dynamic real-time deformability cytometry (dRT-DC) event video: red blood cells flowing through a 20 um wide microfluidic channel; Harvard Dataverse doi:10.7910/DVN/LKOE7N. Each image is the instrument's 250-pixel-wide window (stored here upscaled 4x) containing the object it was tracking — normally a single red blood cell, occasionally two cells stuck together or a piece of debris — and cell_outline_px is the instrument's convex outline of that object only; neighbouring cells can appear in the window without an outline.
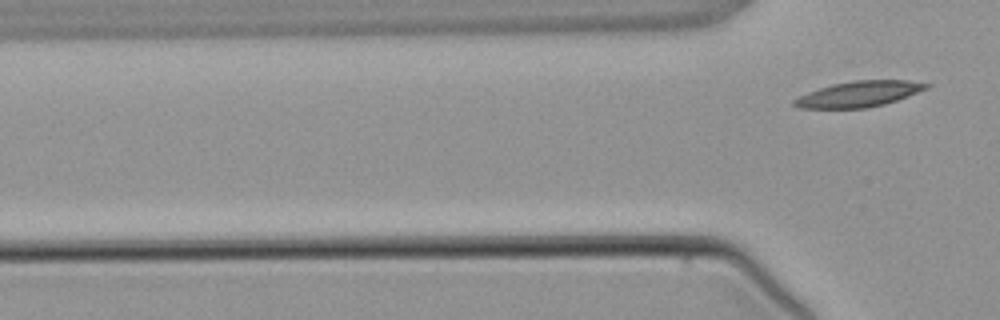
{"species": "common noctule bat (a hibernating species)", "species_latin": "Nyctalus noctula", "temperature_condition": "warm", "stored_images_in_passage": 2, "camera_frame_rate_fps": 3000, "um_per_image_px": 0.085, "animal": {"sex": "male", "body_mass_g": 21.5, "forearm_length_mm": 52.0}, "frame": {"image": 1, "passage_image": 2, "time_ms": 1.333, "image_size_px": [1000, 320], "cell_outline_px": [[932, 84], [928, 88], [896, 100], [884, 104], [868, 108], [800, 108], [792, 104], [792, 100], [808, 92], [832, 84], [852, 80], [908, 80]], "centroid_in_image_um": [73.01, 7.99], "position_along_channel_um": 52.8, "area_um2": 19.71}}